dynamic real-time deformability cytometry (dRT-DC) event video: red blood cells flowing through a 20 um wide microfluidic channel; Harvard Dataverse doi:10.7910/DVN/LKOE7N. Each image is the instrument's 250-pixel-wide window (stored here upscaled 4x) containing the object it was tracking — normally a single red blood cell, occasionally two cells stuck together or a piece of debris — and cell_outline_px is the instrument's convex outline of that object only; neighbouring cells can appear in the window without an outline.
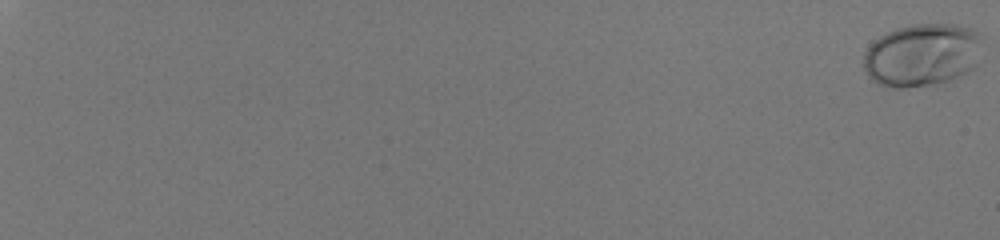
{"species": "human", "species_latin": "Homo sapiens", "temperature_condition": "room temperature", "stored_images_in_passage": 59, "camera_frame_rate_fps": 3000, "um_per_image_px": 0.085, "donor": {"sex": "male"}, "frame": {"image": 1, "passage_image": 1, "time_ms": 0.0, "image_size_px": [1000, 240], "cell_outline_px": [[984, 40], [976, 64], [968, 72], [948, 80], [936, 84], [904, 88], [892, 88], [880, 84], [872, 80], [868, 76], [864, 68], [864, 52], [880, 36], [896, 28], [912, 24], [956, 24], [968, 28], [976, 32]], "centroid_in_image_um": [78.39, 4.67], "position_along_channel_um": 6.6, "area_um2": 43.58}}
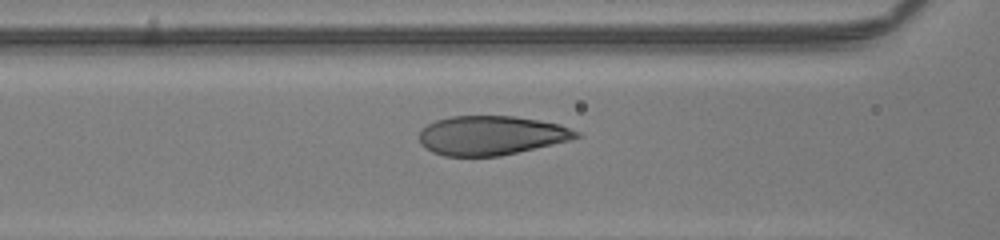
{"frame": {"image": 2, "passage_image": 33, "time_ms": 10.667, "image_size_px": [1000, 240], "cell_outline_px": [[584, 136], [572, 140], [500, 156], [444, 156], [432, 152], [424, 148], [420, 144], [420, 128], [436, 120], [452, 116], [516, 116], [560, 124], [580, 132]], "centroid_in_image_um": [41.77, 11.51], "position_along_channel_um": 124.8, "area_um2": 36.18}}
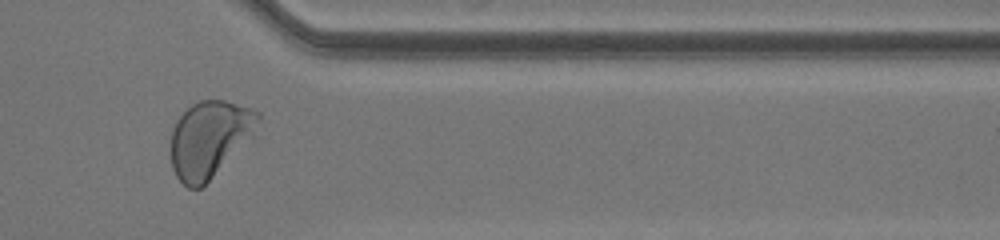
{"frame": {"image": 3, "passage_image": 53, "time_ms": 17.333, "image_size_px": [1000, 240], "cell_outline_px": [[260, 140], [200, 188], [188, 188], [176, 176], [172, 168], [168, 144], [172, 128], [176, 120], [192, 104], [200, 100], [224, 100], [252, 108], [260, 112]], "centroid_in_image_um": [17.94, 11.85], "position_along_channel_um": 393.5, "area_um2": 41.56}, "authors_computed_cell_mechanics": {"area_um2": 37.9746, "velocity_mm_per_s": 4.063, "shape_relaxation_time_tau1_ms": 2.5748, "shape_relaxation_time_tau2_ms": null, "deformation_change_tau1": 0.169, "deformation_change_tau2": null}}